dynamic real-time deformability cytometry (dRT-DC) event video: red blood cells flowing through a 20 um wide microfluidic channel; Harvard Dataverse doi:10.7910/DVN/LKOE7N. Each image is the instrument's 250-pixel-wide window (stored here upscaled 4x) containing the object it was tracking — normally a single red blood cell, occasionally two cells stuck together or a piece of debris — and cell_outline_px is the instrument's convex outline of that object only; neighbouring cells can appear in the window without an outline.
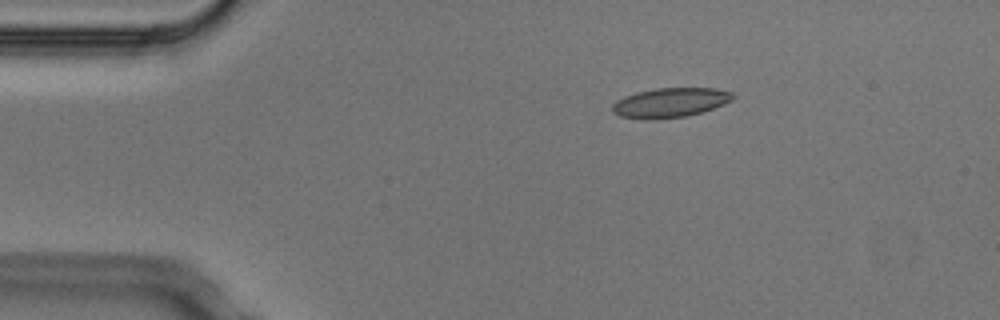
{"species": "Egyptian fruit bat (a non-hibernating species)", "species_latin": "Rousettus aegyptiacus", "temperature_condition": "cold", "stored_images_in_passage": 2, "camera_frame_rate_fps": 3000, "um_per_image_px": 0.085, "animal": {"sex": "male"}, "frame": {"image": 1, "passage_image": 1, "time_ms": 0.0, "image_size_px": [1000, 320], "cell_outline_px": [[736, 96], [732, 100], [724, 104], [700, 112], [684, 116], [652, 120], [644, 120], [620, 116], [612, 112], [612, 104], [616, 100], [624, 96], [636, 92], [656, 88], [716, 88], [732, 92]], "centroid_in_image_um": [56.93, 8.72], "position_along_channel_um": 28.1, "area_um2": 20.87}}